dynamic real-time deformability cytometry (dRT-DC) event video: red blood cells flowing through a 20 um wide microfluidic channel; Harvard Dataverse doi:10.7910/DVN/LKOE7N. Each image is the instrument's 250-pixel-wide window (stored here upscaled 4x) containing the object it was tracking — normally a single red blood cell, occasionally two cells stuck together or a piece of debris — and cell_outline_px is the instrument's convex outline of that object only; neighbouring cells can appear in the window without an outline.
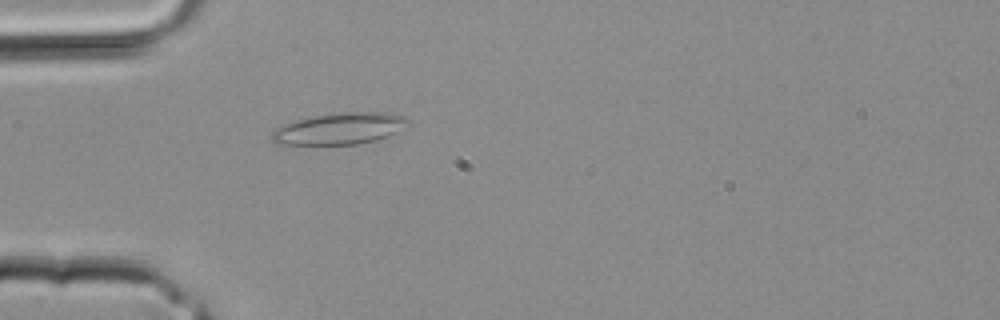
{"species": "common noctule bat (a hibernating species)", "species_latin": "Nyctalus noctula", "temperature_condition": "room temperature", "stored_images_in_passage": 1, "camera_frame_rate_fps": 3000, "um_per_image_px": 0.085, "animal": {"sex": "male", "body_mass_g": 20.4}, "frame": {"image": 1, "passage_image": 1, "time_ms": 0.0, "image_size_px": [1000, 320], "cell_outline_px": [[412, 120], [408, 124], [396, 132], [388, 136], [376, 140], [356, 144], [280, 144], [272, 140], [272, 132], [276, 128], [284, 124], [296, 120], [316, 116], [348, 112], [392, 112], [404, 116]], "centroid_in_image_um": [28.93, 10.92], "position_along_channel_um": 56.1, "area_um2": 24.8}}